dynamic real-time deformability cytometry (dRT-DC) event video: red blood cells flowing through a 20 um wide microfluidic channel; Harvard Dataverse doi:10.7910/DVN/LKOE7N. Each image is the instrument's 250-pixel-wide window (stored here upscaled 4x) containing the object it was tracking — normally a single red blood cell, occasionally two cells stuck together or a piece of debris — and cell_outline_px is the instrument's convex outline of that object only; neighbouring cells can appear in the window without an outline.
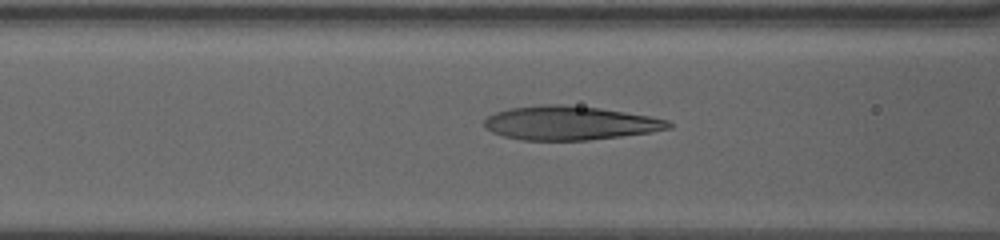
{"species": "human", "species_latin": "Homo sapiens", "temperature_condition": "warm", "stored_images_in_passage": 35, "camera_frame_rate_fps": 3000, "um_per_image_px": 0.085, "donor": {"sex": "female"}, "frame": {"image": 1, "passage_image": 7, "time_ms": 2.0, "image_size_px": [1000, 240], "cell_outline_px": [[672, 128], [652, 132], [588, 140], [520, 140], [504, 136], [492, 132], [484, 128], [484, 120], [488, 116], [496, 112], [508, 108], [540, 104], [564, 104], [600, 108], [648, 116], [668, 120], [672, 124]], "centroid_in_image_um": [48.41, 10.45], "position_along_channel_um": 118.2, "area_um2": 36.47}}
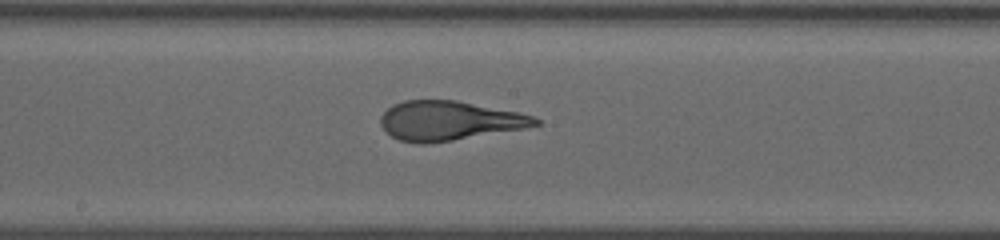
{"frame": {"image": 2, "passage_image": 15, "time_ms": 4.667, "image_size_px": [1000, 240], "cell_outline_px": [[540, 124], [524, 128], [428, 144], [420, 144], [400, 140], [392, 136], [380, 124], [380, 116], [392, 104], [404, 100], [456, 100], [520, 112], [532, 116], [540, 120]], "centroid_in_image_um": [38.16, 10.25], "position_along_channel_um": 210.0, "area_um2": 35.32}}
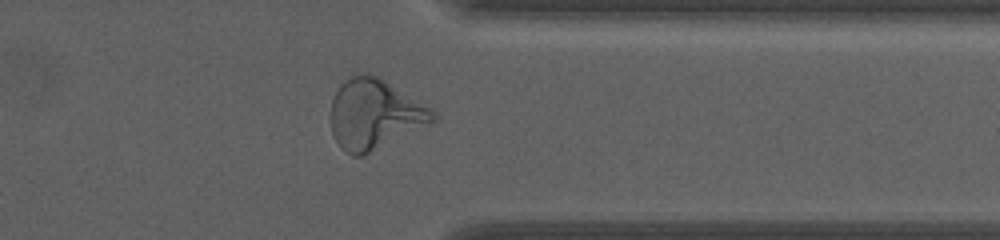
{"frame": {"image": 3, "passage_image": 30, "time_ms": 9.667, "image_size_px": [1000, 240], "cell_outline_px": [[440, 116], [436, 120], [360, 156], [352, 156], [340, 148], [332, 132], [332, 100], [340, 84], [348, 76], [360, 72], [368, 72], [384, 80], [432, 108]], "centroid_in_image_um": [31.83, 9.67], "position_along_channel_um": 379.6, "area_um2": 41.1}}